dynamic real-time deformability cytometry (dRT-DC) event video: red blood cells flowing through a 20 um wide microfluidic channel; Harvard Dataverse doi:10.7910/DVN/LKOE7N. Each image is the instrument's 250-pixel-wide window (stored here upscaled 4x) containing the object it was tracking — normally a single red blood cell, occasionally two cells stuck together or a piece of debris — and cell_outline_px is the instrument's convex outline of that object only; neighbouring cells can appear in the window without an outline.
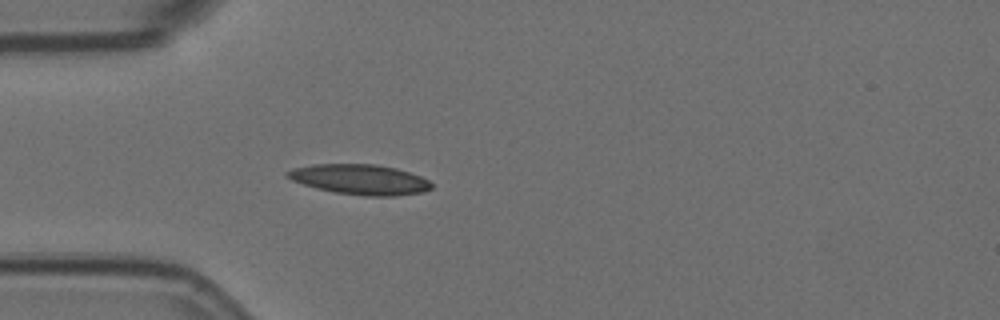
{"species": "Egyptian fruit bat (a non-hibernating species)", "species_latin": "Rousettus aegyptiacus", "temperature_condition": "room temperature", "stored_images_in_passage": 41, "camera_frame_rate_fps": 3000, "um_per_image_px": 0.085, "animal": {"sex": "female"}, "frame": {"image": 1, "passage_image": 1, "time_ms": 0.0, "image_size_px": [1000, 320], "cell_outline_px": [[432, 188], [424, 192], [396, 196], [364, 196], [332, 192], [316, 188], [292, 180], [284, 172], [292, 168], [312, 164], [376, 164], [396, 168], [420, 176], [428, 180], [432, 184]], "centroid_in_image_um": [30.6, 15.26], "position_along_channel_um": 54.4, "area_um2": 25.43}}
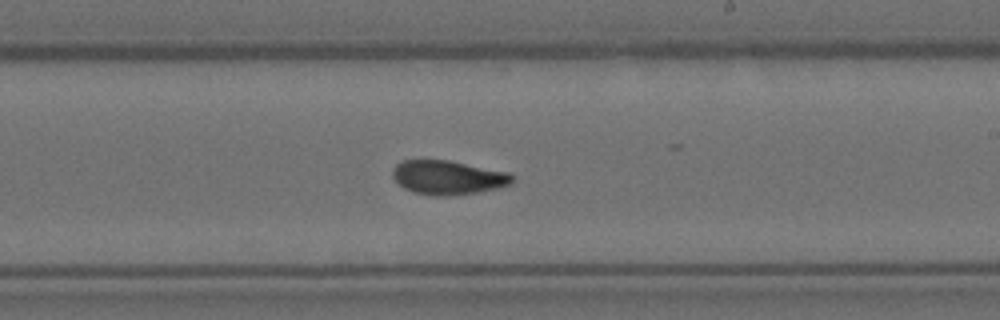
{"frame": {"image": 2, "passage_image": 18, "time_ms": 5.667, "image_size_px": [1000, 320], "cell_outline_px": [[516, 176], [512, 184], [496, 188], [476, 192], [448, 196], [436, 196], [412, 192], [404, 188], [392, 176], [392, 168], [396, 164], [404, 160], [448, 160], [508, 172]], "centroid_in_image_um": [38.08, 15.08], "position_along_channel_um": 250.9, "area_um2": 23.76}}
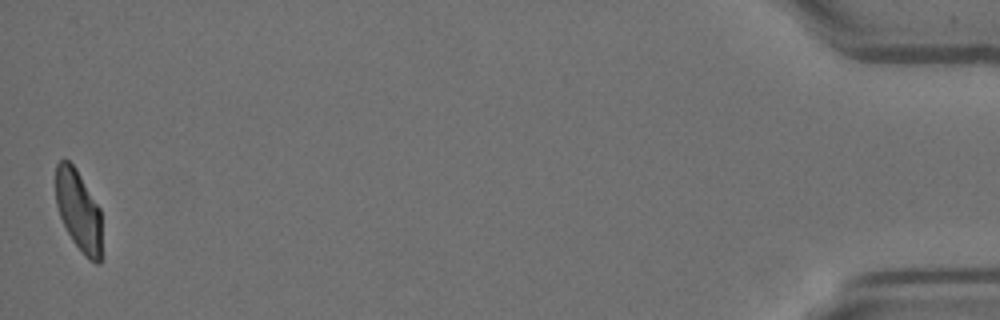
{"frame": {"image": 3, "passage_image": 41, "time_ms": 13.333, "image_size_px": [1000, 320], "cell_outline_px": [[100, 264], [96, 264], [72, 240], [60, 216], [56, 204], [56, 164], [60, 160], [68, 160], [76, 168], [100, 208]], "centroid_in_image_um": [6.66, 17.83], "position_along_channel_um": 428.5, "area_um2": 21.15}, "authors_computed_cell_mechanics": {"area_um2": 23.4668, "velocity_mm_per_s": 3.5731, "shape_relaxation_time_tau1_ms": 5.8035, "shape_relaxation_time_tau2_ms": 2.2466, "deformation_change_tau1": 0.1692, "deformation_change_tau2": 0.0846}}